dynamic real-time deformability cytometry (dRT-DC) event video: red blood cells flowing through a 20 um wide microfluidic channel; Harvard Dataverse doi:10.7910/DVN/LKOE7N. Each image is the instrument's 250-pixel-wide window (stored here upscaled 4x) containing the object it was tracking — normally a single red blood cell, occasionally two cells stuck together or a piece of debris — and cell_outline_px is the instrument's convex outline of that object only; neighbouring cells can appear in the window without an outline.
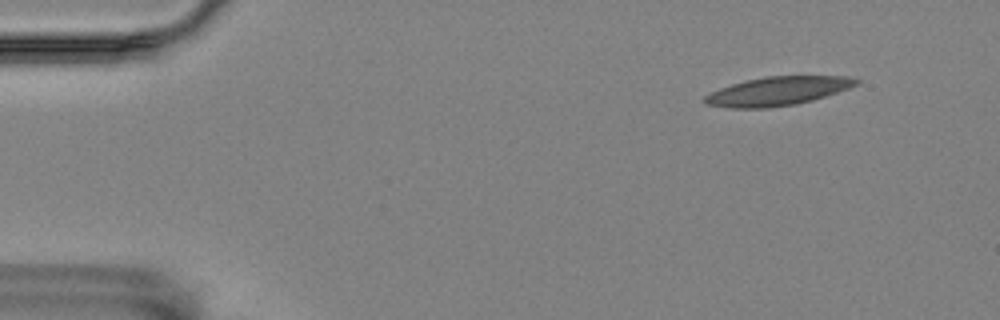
{"species": "Egyptian fruit bat (a non-hibernating species)", "species_latin": "Rousettus aegyptiacus", "temperature_condition": "room temperature", "stored_images_in_passage": 4, "camera_frame_rate_fps": 3000, "um_per_image_px": 0.085, "animal": {"sex": "female"}, "frame": {"image": 1, "passage_image": 2, "time_ms": 0.333, "image_size_px": [1000, 320], "cell_outline_px": [[860, 84], [812, 100], [796, 104], [768, 108], [728, 108], [704, 104], [704, 96], [720, 88], [732, 84], [764, 76], [848, 76], [860, 80]], "centroid_in_image_um": [66.09, 7.75], "position_along_channel_um": 18.9, "area_um2": 25.26}}